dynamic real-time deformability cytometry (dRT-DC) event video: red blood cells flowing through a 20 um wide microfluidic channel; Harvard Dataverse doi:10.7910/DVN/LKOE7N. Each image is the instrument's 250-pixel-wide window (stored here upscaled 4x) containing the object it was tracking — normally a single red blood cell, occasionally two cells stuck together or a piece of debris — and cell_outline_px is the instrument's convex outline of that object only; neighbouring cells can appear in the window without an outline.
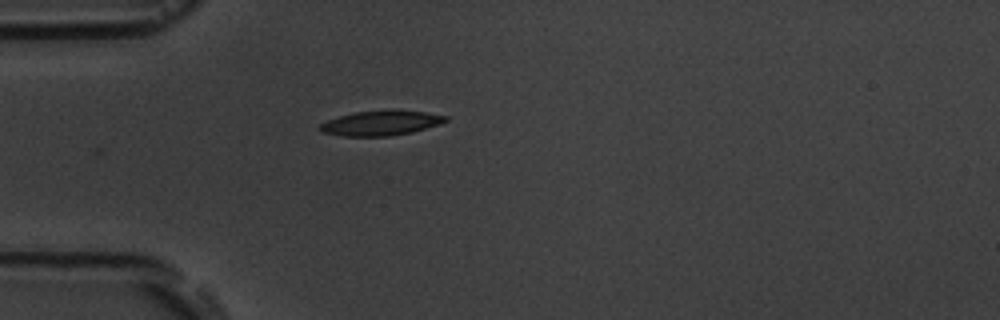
{"species": "common noctule bat (a hibernating species)", "species_latin": "Nyctalus noctula", "temperature_condition": "room temperature", "stored_images_in_passage": 6, "camera_frame_rate_fps": 3000, "um_per_image_px": 0.085, "animal": {"sex": "male", "body_mass_g": 19.5, "forearm_length_mm": 54.6}, "frame": {"image": 1, "passage_image": 6, "time_ms": 5.667, "image_size_px": [1000, 320], "cell_outline_px": [[448, 120], [440, 124], [412, 132], [392, 136], [344, 136], [320, 132], [316, 128], [320, 124], [328, 120], [340, 116], [356, 112], [392, 108], [424, 112], [448, 116]], "centroid_in_image_um": [32.38, 10.44], "position_along_channel_um": 52.6, "area_um2": 18.55}}